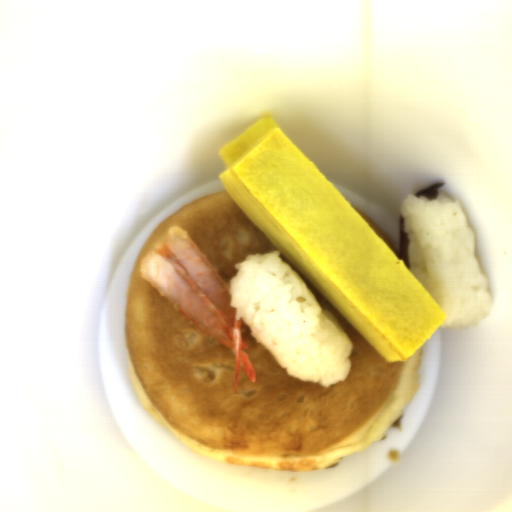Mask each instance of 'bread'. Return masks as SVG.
<instances>
[{
	"instance_id": "obj_1",
	"label": "bread",
	"mask_w": 512,
	"mask_h": 512,
	"mask_svg": "<svg viewBox=\"0 0 512 512\" xmlns=\"http://www.w3.org/2000/svg\"><path fill=\"white\" fill-rule=\"evenodd\" d=\"M172 227L185 231L231 286L236 265L277 250L222 190L188 201L160 221L136 256L124 303L130 381L145 410L177 443L248 469L322 470L376 442L418 391L423 344L389 362L281 253L280 257L352 342L350 371L329 387L286 372L250 335L242 337L256 381L229 347L186 318L148 284L140 263ZM278 251V250H277Z\"/></svg>"
},
{
	"instance_id": "obj_2",
	"label": "bread",
	"mask_w": 512,
	"mask_h": 512,
	"mask_svg": "<svg viewBox=\"0 0 512 512\" xmlns=\"http://www.w3.org/2000/svg\"><path fill=\"white\" fill-rule=\"evenodd\" d=\"M360 215L361 217L376 231V233L386 242V244L390 247V249L395 253V255L399 258V260L402 262V258L399 257V252L394 246L391 239L386 235V233L377 225V223L364 214L362 211L357 209L356 207H353Z\"/></svg>"
}]
</instances>
